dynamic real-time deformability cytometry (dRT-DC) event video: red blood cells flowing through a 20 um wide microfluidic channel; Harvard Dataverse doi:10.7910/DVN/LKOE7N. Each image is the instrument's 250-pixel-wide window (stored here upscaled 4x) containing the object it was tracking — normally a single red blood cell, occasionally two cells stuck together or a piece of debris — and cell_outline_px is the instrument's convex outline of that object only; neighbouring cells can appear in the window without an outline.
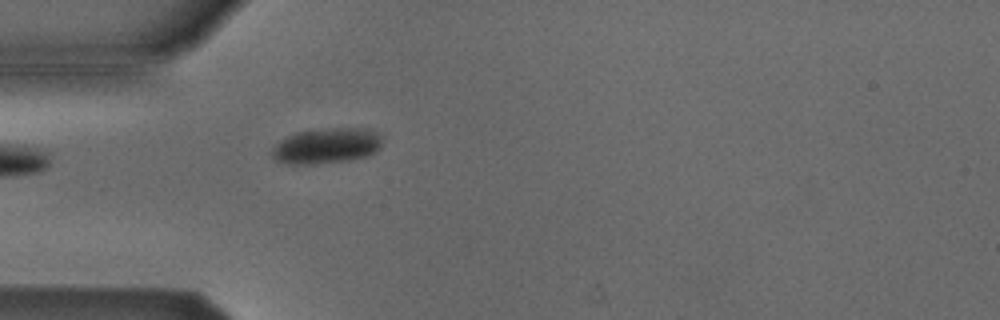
{"species": "Egyptian fruit bat (a non-hibernating species)", "species_latin": "Rousettus aegyptiacus", "temperature_condition": "cold", "stored_images_in_passage": 1, "camera_frame_rate_fps": 3000, "um_per_image_px": 0.085, "animal": {"sex": "male"}, "frame": {"image": 1, "passage_image": 1, "time_ms": 0.0, "image_size_px": [1000, 320], "cell_outline_px": [[380, 148], [376, 152], [364, 156], [348, 160], [312, 164], [292, 164], [276, 160], [272, 156], [272, 148], [280, 140], [288, 136], [300, 132], [324, 128], [372, 128], [380, 132]], "centroid_in_image_um": [27.79, 12.38], "position_along_channel_um": 57.2, "area_um2": 22.72}}